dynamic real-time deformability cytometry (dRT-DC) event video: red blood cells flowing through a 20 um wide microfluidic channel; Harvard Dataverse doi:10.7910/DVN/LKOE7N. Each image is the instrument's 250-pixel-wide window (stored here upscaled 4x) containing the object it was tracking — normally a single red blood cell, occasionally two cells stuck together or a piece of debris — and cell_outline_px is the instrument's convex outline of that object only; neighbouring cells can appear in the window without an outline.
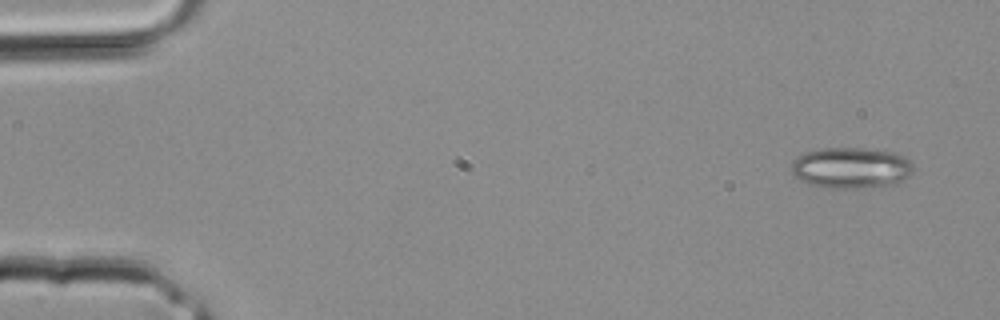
{"species": "common noctule bat (a hibernating species)", "species_latin": "Nyctalus noctula", "temperature_condition": "room temperature", "stored_images_in_passage": 3, "camera_frame_rate_fps": 3000, "um_per_image_px": 0.085, "animal": {"sex": "male", "body_mass_g": 20.4}, "frame": {"image": 1, "passage_image": 1, "time_ms": 0.0, "image_size_px": [1000, 320], "cell_outline_px": [[912, 176], [896, 184], [856, 188], [832, 188], [808, 184], [800, 180], [792, 172], [792, 160], [796, 156], [804, 152], [820, 148], [864, 148], [896, 152], [904, 156], [912, 164]], "centroid_in_image_um": [72.35, 14.26], "position_along_channel_um": 12.7, "area_um2": 29.42}}
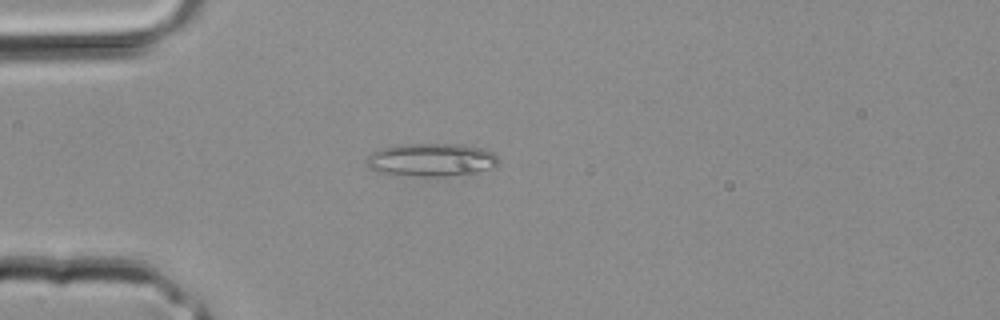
{"frame": {"image": 2, "passage_image": 3, "time_ms": 0.667, "image_size_px": [1000, 320], "cell_outline_px": [[500, 164], [496, 168], [468, 176], [384, 176], [368, 168], [364, 164], [364, 160], [372, 152], [380, 148], [396, 144], [460, 144], [484, 148], [492, 152], [500, 160]], "centroid_in_image_um": [36.65, 13.62], "position_along_channel_um": 48.3, "area_um2": 26.93}}